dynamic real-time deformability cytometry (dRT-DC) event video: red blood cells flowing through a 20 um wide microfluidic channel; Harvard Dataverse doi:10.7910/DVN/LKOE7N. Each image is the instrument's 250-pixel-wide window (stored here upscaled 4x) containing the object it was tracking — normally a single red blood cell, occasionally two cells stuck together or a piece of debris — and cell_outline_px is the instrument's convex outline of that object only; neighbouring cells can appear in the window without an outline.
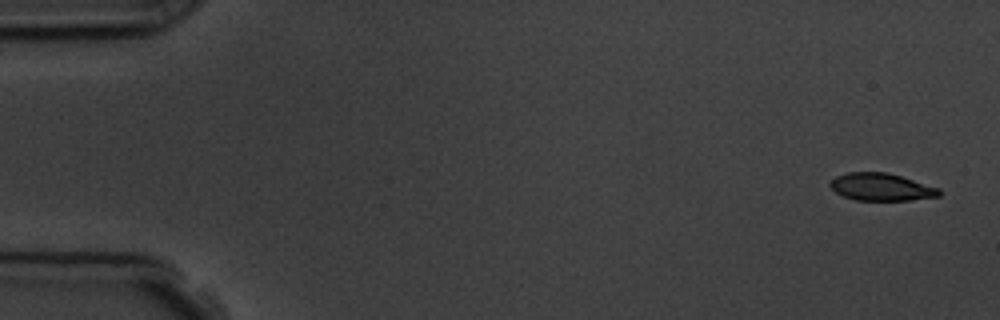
{"species": "common noctule bat (a hibernating species)", "species_latin": "Nyctalus noctula", "temperature_condition": "room temperature", "stored_images_in_passage": 5, "camera_frame_rate_fps": 3000, "um_per_image_px": 0.085, "animal": {"sex": "male", "body_mass_g": 19.5, "forearm_length_mm": 54.6}, "frame": {"image": 1, "passage_image": 1, "time_ms": 0.0, "image_size_px": [1000, 320], "cell_outline_px": [[940, 196], [908, 200], [856, 200], [844, 196], [836, 192], [828, 184], [836, 176], [848, 172], [888, 172], [940, 188]], "centroid_in_image_um": [74.91, 15.89], "position_along_channel_um": 10.1, "area_um2": 17.34}}
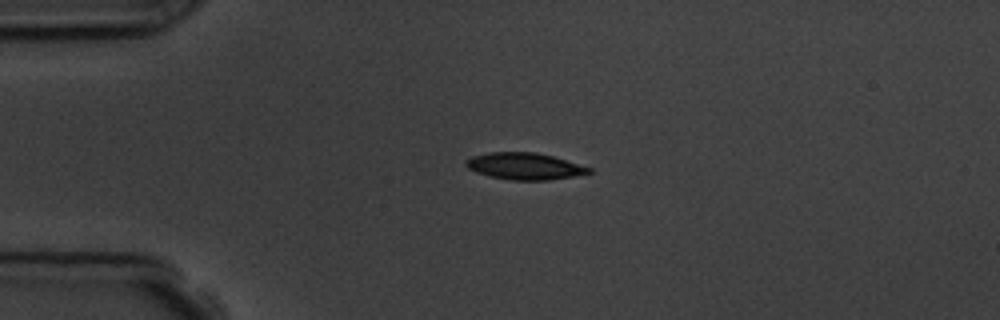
{"frame": {"image": 2, "passage_image": 4, "time_ms": 3.667, "image_size_px": [1000, 320], "cell_outline_px": [[592, 172], [572, 176], [548, 180], [512, 180], [488, 176], [476, 172], [468, 168], [464, 164], [464, 160], [472, 156], [488, 152], [536, 152], [552, 156], [592, 168]], "centroid_in_image_um": [44.54, 14.12], "position_along_channel_um": 40.5, "area_um2": 19.13}}